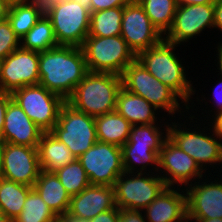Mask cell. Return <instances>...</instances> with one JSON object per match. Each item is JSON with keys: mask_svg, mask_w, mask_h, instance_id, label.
<instances>
[{"mask_svg": "<svg viewBox=\"0 0 222 222\" xmlns=\"http://www.w3.org/2000/svg\"><path fill=\"white\" fill-rule=\"evenodd\" d=\"M122 158L125 172H143L158 173L159 169V154L150 146H142L136 144H124L122 147ZM154 164V165H153ZM151 166L152 169L147 168ZM139 167V168H138Z\"/></svg>", "mask_w": 222, "mask_h": 222, "instance_id": "obj_25", "label": "cell"}, {"mask_svg": "<svg viewBox=\"0 0 222 222\" xmlns=\"http://www.w3.org/2000/svg\"><path fill=\"white\" fill-rule=\"evenodd\" d=\"M185 123L186 121H184V124H180L178 121L177 123L176 121L171 122L168 126V138L192 157L205 173L206 170H208V166H213L212 168H214L218 163L220 166V164H222V143L215 137L211 127L204 126L201 131L199 129L201 126L200 123L194 124V126L192 125L191 127L199 125V127L197 126V128H193V130L187 128ZM205 128H207V131L209 129L210 133H205L207 132ZM220 168H222V165Z\"/></svg>", "mask_w": 222, "mask_h": 222, "instance_id": "obj_6", "label": "cell"}, {"mask_svg": "<svg viewBox=\"0 0 222 222\" xmlns=\"http://www.w3.org/2000/svg\"><path fill=\"white\" fill-rule=\"evenodd\" d=\"M20 47V38L15 34L8 19L0 22V61Z\"/></svg>", "mask_w": 222, "mask_h": 222, "instance_id": "obj_34", "label": "cell"}, {"mask_svg": "<svg viewBox=\"0 0 222 222\" xmlns=\"http://www.w3.org/2000/svg\"><path fill=\"white\" fill-rule=\"evenodd\" d=\"M11 94L12 99L44 132H50L53 129L57 123L60 109L66 102L61 96L40 84L18 88Z\"/></svg>", "mask_w": 222, "mask_h": 222, "instance_id": "obj_10", "label": "cell"}, {"mask_svg": "<svg viewBox=\"0 0 222 222\" xmlns=\"http://www.w3.org/2000/svg\"><path fill=\"white\" fill-rule=\"evenodd\" d=\"M38 154L41 170L50 172H54L76 159L71 150L51 132L42 134L38 144Z\"/></svg>", "mask_w": 222, "mask_h": 222, "instance_id": "obj_23", "label": "cell"}, {"mask_svg": "<svg viewBox=\"0 0 222 222\" xmlns=\"http://www.w3.org/2000/svg\"><path fill=\"white\" fill-rule=\"evenodd\" d=\"M177 44L162 40L157 45L140 52L136 59L161 83L171 88L184 102L187 112L190 109L189 101L196 89L191 80L186 78L185 66L182 64L175 50Z\"/></svg>", "mask_w": 222, "mask_h": 222, "instance_id": "obj_2", "label": "cell"}, {"mask_svg": "<svg viewBox=\"0 0 222 222\" xmlns=\"http://www.w3.org/2000/svg\"><path fill=\"white\" fill-rule=\"evenodd\" d=\"M217 46L218 47H216L217 48V50H216L217 56L216 57L218 60L217 65L219 66L217 69L220 71H216V72H219L218 76L221 75V77H222V42H218Z\"/></svg>", "mask_w": 222, "mask_h": 222, "instance_id": "obj_46", "label": "cell"}, {"mask_svg": "<svg viewBox=\"0 0 222 222\" xmlns=\"http://www.w3.org/2000/svg\"><path fill=\"white\" fill-rule=\"evenodd\" d=\"M12 94L6 91H0V141H2V131L4 126V118L9 101Z\"/></svg>", "mask_w": 222, "mask_h": 222, "instance_id": "obj_38", "label": "cell"}, {"mask_svg": "<svg viewBox=\"0 0 222 222\" xmlns=\"http://www.w3.org/2000/svg\"><path fill=\"white\" fill-rule=\"evenodd\" d=\"M40 18L38 11L27 3L9 7L7 19L15 34L21 39Z\"/></svg>", "mask_w": 222, "mask_h": 222, "instance_id": "obj_33", "label": "cell"}, {"mask_svg": "<svg viewBox=\"0 0 222 222\" xmlns=\"http://www.w3.org/2000/svg\"><path fill=\"white\" fill-rule=\"evenodd\" d=\"M161 125H164L163 128L166 127L164 128L166 131L164 129H160L162 128ZM161 125H158V123H153L149 125H132L128 141L125 144L150 146L155 152L160 154L162 145L168 138L169 123L167 124L165 122Z\"/></svg>", "mask_w": 222, "mask_h": 222, "instance_id": "obj_30", "label": "cell"}, {"mask_svg": "<svg viewBox=\"0 0 222 222\" xmlns=\"http://www.w3.org/2000/svg\"><path fill=\"white\" fill-rule=\"evenodd\" d=\"M219 80L220 81L215 86V91L212 92V94H213L212 96H213L214 100H216V101L213 100V105H215V106H212V107H214V109L212 108V110H215V111L210 110V112H209L210 114H214V115L219 112H222V77L221 76H220ZM211 112H214V113H211Z\"/></svg>", "mask_w": 222, "mask_h": 222, "instance_id": "obj_40", "label": "cell"}, {"mask_svg": "<svg viewBox=\"0 0 222 222\" xmlns=\"http://www.w3.org/2000/svg\"><path fill=\"white\" fill-rule=\"evenodd\" d=\"M177 4H215L218 0H176Z\"/></svg>", "mask_w": 222, "mask_h": 222, "instance_id": "obj_44", "label": "cell"}, {"mask_svg": "<svg viewBox=\"0 0 222 222\" xmlns=\"http://www.w3.org/2000/svg\"><path fill=\"white\" fill-rule=\"evenodd\" d=\"M131 124L117 111L95 117L97 140L122 147L129 138Z\"/></svg>", "mask_w": 222, "mask_h": 222, "instance_id": "obj_24", "label": "cell"}, {"mask_svg": "<svg viewBox=\"0 0 222 222\" xmlns=\"http://www.w3.org/2000/svg\"><path fill=\"white\" fill-rule=\"evenodd\" d=\"M4 1L9 7L28 3V0H4Z\"/></svg>", "mask_w": 222, "mask_h": 222, "instance_id": "obj_47", "label": "cell"}, {"mask_svg": "<svg viewBox=\"0 0 222 222\" xmlns=\"http://www.w3.org/2000/svg\"><path fill=\"white\" fill-rule=\"evenodd\" d=\"M54 173L70 196L79 194L90 185L85 169L77 158Z\"/></svg>", "mask_w": 222, "mask_h": 222, "instance_id": "obj_32", "label": "cell"}, {"mask_svg": "<svg viewBox=\"0 0 222 222\" xmlns=\"http://www.w3.org/2000/svg\"><path fill=\"white\" fill-rule=\"evenodd\" d=\"M121 36L136 56L164 39L137 0L123 7Z\"/></svg>", "mask_w": 222, "mask_h": 222, "instance_id": "obj_12", "label": "cell"}, {"mask_svg": "<svg viewBox=\"0 0 222 222\" xmlns=\"http://www.w3.org/2000/svg\"><path fill=\"white\" fill-rule=\"evenodd\" d=\"M33 187L9 181L0 180V210L8 218L14 220L23 210L24 202Z\"/></svg>", "mask_w": 222, "mask_h": 222, "instance_id": "obj_26", "label": "cell"}, {"mask_svg": "<svg viewBox=\"0 0 222 222\" xmlns=\"http://www.w3.org/2000/svg\"><path fill=\"white\" fill-rule=\"evenodd\" d=\"M204 177L185 188L187 219L222 218V178L209 181Z\"/></svg>", "mask_w": 222, "mask_h": 222, "instance_id": "obj_17", "label": "cell"}, {"mask_svg": "<svg viewBox=\"0 0 222 222\" xmlns=\"http://www.w3.org/2000/svg\"><path fill=\"white\" fill-rule=\"evenodd\" d=\"M214 29L217 28L222 32V0L214 4Z\"/></svg>", "mask_w": 222, "mask_h": 222, "instance_id": "obj_42", "label": "cell"}, {"mask_svg": "<svg viewBox=\"0 0 222 222\" xmlns=\"http://www.w3.org/2000/svg\"><path fill=\"white\" fill-rule=\"evenodd\" d=\"M115 207L114 186L89 185L79 194L71 196L68 212L90 220Z\"/></svg>", "mask_w": 222, "mask_h": 222, "instance_id": "obj_20", "label": "cell"}, {"mask_svg": "<svg viewBox=\"0 0 222 222\" xmlns=\"http://www.w3.org/2000/svg\"><path fill=\"white\" fill-rule=\"evenodd\" d=\"M90 10L86 0H66L48 16L58 45L81 47L89 35Z\"/></svg>", "mask_w": 222, "mask_h": 222, "instance_id": "obj_9", "label": "cell"}, {"mask_svg": "<svg viewBox=\"0 0 222 222\" xmlns=\"http://www.w3.org/2000/svg\"><path fill=\"white\" fill-rule=\"evenodd\" d=\"M206 27H214V4H178L173 23L164 35V40L181 45L197 38Z\"/></svg>", "mask_w": 222, "mask_h": 222, "instance_id": "obj_15", "label": "cell"}, {"mask_svg": "<svg viewBox=\"0 0 222 222\" xmlns=\"http://www.w3.org/2000/svg\"><path fill=\"white\" fill-rule=\"evenodd\" d=\"M66 0H28V4L34 7L41 17H48L55 7Z\"/></svg>", "mask_w": 222, "mask_h": 222, "instance_id": "obj_35", "label": "cell"}, {"mask_svg": "<svg viewBox=\"0 0 222 222\" xmlns=\"http://www.w3.org/2000/svg\"><path fill=\"white\" fill-rule=\"evenodd\" d=\"M33 188L56 216L68 211L71 196L54 172L41 170Z\"/></svg>", "mask_w": 222, "mask_h": 222, "instance_id": "obj_22", "label": "cell"}, {"mask_svg": "<svg viewBox=\"0 0 222 222\" xmlns=\"http://www.w3.org/2000/svg\"><path fill=\"white\" fill-rule=\"evenodd\" d=\"M50 132L64 143L76 158L98 141L95 118L76 110L67 102L62 105L57 123Z\"/></svg>", "mask_w": 222, "mask_h": 222, "instance_id": "obj_7", "label": "cell"}, {"mask_svg": "<svg viewBox=\"0 0 222 222\" xmlns=\"http://www.w3.org/2000/svg\"><path fill=\"white\" fill-rule=\"evenodd\" d=\"M131 0H86L90 13L114 7H124Z\"/></svg>", "mask_w": 222, "mask_h": 222, "instance_id": "obj_36", "label": "cell"}, {"mask_svg": "<svg viewBox=\"0 0 222 222\" xmlns=\"http://www.w3.org/2000/svg\"><path fill=\"white\" fill-rule=\"evenodd\" d=\"M122 87L127 91L139 95L146 99L150 104L154 105L160 112H168L171 119L175 118V113L181 115L185 112L179 109L184 103L182 99L168 86L161 83L154 77L137 59L130 63L121 75Z\"/></svg>", "mask_w": 222, "mask_h": 222, "instance_id": "obj_4", "label": "cell"}, {"mask_svg": "<svg viewBox=\"0 0 222 222\" xmlns=\"http://www.w3.org/2000/svg\"><path fill=\"white\" fill-rule=\"evenodd\" d=\"M222 222V218H213V219H187L188 222ZM193 220V221H192Z\"/></svg>", "mask_w": 222, "mask_h": 222, "instance_id": "obj_48", "label": "cell"}, {"mask_svg": "<svg viewBox=\"0 0 222 222\" xmlns=\"http://www.w3.org/2000/svg\"><path fill=\"white\" fill-rule=\"evenodd\" d=\"M57 216L46 205L39 193L32 188L24 202L23 210L13 222H56Z\"/></svg>", "mask_w": 222, "mask_h": 222, "instance_id": "obj_31", "label": "cell"}, {"mask_svg": "<svg viewBox=\"0 0 222 222\" xmlns=\"http://www.w3.org/2000/svg\"><path fill=\"white\" fill-rule=\"evenodd\" d=\"M180 188L166 187L143 210L147 222H188L186 193Z\"/></svg>", "mask_w": 222, "mask_h": 222, "instance_id": "obj_19", "label": "cell"}, {"mask_svg": "<svg viewBox=\"0 0 222 222\" xmlns=\"http://www.w3.org/2000/svg\"><path fill=\"white\" fill-rule=\"evenodd\" d=\"M56 222H89V220L82 219V218L66 211L65 213L57 216Z\"/></svg>", "mask_w": 222, "mask_h": 222, "instance_id": "obj_43", "label": "cell"}, {"mask_svg": "<svg viewBox=\"0 0 222 222\" xmlns=\"http://www.w3.org/2000/svg\"><path fill=\"white\" fill-rule=\"evenodd\" d=\"M88 71L122 75L124 69L136 60V55L119 36H87L82 46Z\"/></svg>", "mask_w": 222, "mask_h": 222, "instance_id": "obj_5", "label": "cell"}, {"mask_svg": "<svg viewBox=\"0 0 222 222\" xmlns=\"http://www.w3.org/2000/svg\"><path fill=\"white\" fill-rule=\"evenodd\" d=\"M209 116L213 117V118H210L212 120L208 119L209 121H211L210 123L212 124H209L208 122L207 125L211 126V129L215 137L219 139V141L222 143V112H219L215 115L209 114Z\"/></svg>", "mask_w": 222, "mask_h": 222, "instance_id": "obj_41", "label": "cell"}, {"mask_svg": "<svg viewBox=\"0 0 222 222\" xmlns=\"http://www.w3.org/2000/svg\"><path fill=\"white\" fill-rule=\"evenodd\" d=\"M121 87L120 75L89 71L66 102L95 118L116 111L117 95Z\"/></svg>", "mask_w": 222, "mask_h": 222, "instance_id": "obj_3", "label": "cell"}, {"mask_svg": "<svg viewBox=\"0 0 222 222\" xmlns=\"http://www.w3.org/2000/svg\"><path fill=\"white\" fill-rule=\"evenodd\" d=\"M119 208L116 206L113 209L104 211L93 219H90L89 222H118Z\"/></svg>", "mask_w": 222, "mask_h": 222, "instance_id": "obj_39", "label": "cell"}, {"mask_svg": "<svg viewBox=\"0 0 222 222\" xmlns=\"http://www.w3.org/2000/svg\"><path fill=\"white\" fill-rule=\"evenodd\" d=\"M157 110L146 99L127 91L123 87L118 91L116 111L129 121L131 125L158 123V117H156Z\"/></svg>", "mask_w": 222, "mask_h": 222, "instance_id": "obj_21", "label": "cell"}, {"mask_svg": "<svg viewBox=\"0 0 222 222\" xmlns=\"http://www.w3.org/2000/svg\"><path fill=\"white\" fill-rule=\"evenodd\" d=\"M158 172V174L163 173L159 176L167 187H176L175 184H177V187L183 185L185 188L189 183L202 179L206 175L197 162L169 138L165 140L160 150Z\"/></svg>", "mask_w": 222, "mask_h": 222, "instance_id": "obj_13", "label": "cell"}, {"mask_svg": "<svg viewBox=\"0 0 222 222\" xmlns=\"http://www.w3.org/2000/svg\"><path fill=\"white\" fill-rule=\"evenodd\" d=\"M2 150H3V142L0 141V180L3 178V168H2Z\"/></svg>", "mask_w": 222, "mask_h": 222, "instance_id": "obj_49", "label": "cell"}, {"mask_svg": "<svg viewBox=\"0 0 222 222\" xmlns=\"http://www.w3.org/2000/svg\"><path fill=\"white\" fill-rule=\"evenodd\" d=\"M0 222H13L12 219L8 218L6 215L3 213L0 214Z\"/></svg>", "mask_w": 222, "mask_h": 222, "instance_id": "obj_50", "label": "cell"}, {"mask_svg": "<svg viewBox=\"0 0 222 222\" xmlns=\"http://www.w3.org/2000/svg\"><path fill=\"white\" fill-rule=\"evenodd\" d=\"M123 7H114L90 14L88 36L111 37L121 35Z\"/></svg>", "mask_w": 222, "mask_h": 222, "instance_id": "obj_27", "label": "cell"}, {"mask_svg": "<svg viewBox=\"0 0 222 222\" xmlns=\"http://www.w3.org/2000/svg\"><path fill=\"white\" fill-rule=\"evenodd\" d=\"M3 178L33 187L41 171L38 147L3 142Z\"/></svg>", "mask_w": 222, "mask_h": 222, "instance_id": "obj_16", "label": "cell"}, {"mask_svg": "<svg viewBox=\"0 0 222 222\" xmlns=\"http://www.w3.org/2000/svg\"><path fill=\"white\" fill-rule=\"evenodd\" d=\"M152 24L164 36L171 28L175 16L176 0H137Z\"/></svg>", "mask_w": 222, "mask_h": 222, "instance_id": "obj_29", "label": "cell"}, {"mask_svg": "<svg viewBox=\"0 0 222 222\" xmlns=\"http://www.w3.org/2000/svg\"><path fill=\"white\" fill-rule=\"evenodd\" d=\"M123 172L115 182L119 209L143 211L167 186L158 173Z\"/></svg>", "mask_w": 222, "mask_h": 222, "instance_id": "obj_8", "label": "cell"}, {"mask_svg": "<svg viewBox=\"0 0 222 222\" xmlns=\"http://www.w3.org/2000/svg\"><path fill=\"white\" fill-rule=\"evenodd\" d=\"M39 84L65 101L89 72L81 47L59 45L39 52Z\"/></svg>", "mask_w": 222, "mask_h": 222, "instance_id": "obj_1", "label": "cell"}, {"mask_svg": "<svg viewBox=\"0 0 222 222\" xmlns=\"http://www.w3.org/2000/svg\"><path fill=\"white\" fill-rule=\"evenodd\" d=\"M9 6L4 0H0V22L8 18Z\"/></svg>", "mask_w": 222, "mask_h": 222, "instance_id": "obj_45", "label": "cell"}, {"mask_svg": "<svg viewBox=\"0 0 222 222\" xmlns=\"http://www.w3.org/2000/svg\"><path fill=\"white\" fill-rule=\"evenodd\" d=\"M118 222H147L143 211L119 209Z\"/></svg>", "mask_w": 222, "mask_h": 222, "instance_id": "obj_37", "label": "cell"}, {"mask_svg": "<svg viewBox=\"0 0 222 222\" xmlns=\"http://www.w3.org/2000/svg\"><path fill=\"white\" fill-rule=\"evenodd\" d=\"M39 52L21 46L0 61V91L39 84Z\"/></svg>", "mask_w": 222, "mask_h": 222, "instance_id": "obj_14", "label": "cell"}, {"mask_svg": "<svg viewBox=\"0 0 222 222\" xmlns=\"http://www.w3.org/2000/svg\"><path fill=\"white\" fill-rule=\"evenodd\" d=\"M43 133L44 131L26 115L19 104L11 99L5 113L2 142L38 147Z\"/></svg>", "mask_w": 222, "mask_h": 222, "instance_id": "obj_18", "label": "cell"}, {"mask_svg": "<svg viewBox=\"0 0 222 222\" xmlns=\"http://www.w3.org/2000/svg\"><path fill=\"white\" fill-rule=\"evenodd\" d=\"M77 159L85 169L90 185L114 186L125 172L122 149L113 144L97 141Z\"/></svg>", "mask_w": 222, "mask_h": 222, "instance_id": "obj_11", "label": "cell"}, {"mask_svg": "<svg viewBox=\"0 0 222 222\" xmlns=\"http://www.w3.org/2000/svg\"><path fill=\"white\" fill-rule=\"evenodd\" d=\"M20 46L31 51H47L58 45L52 23L48 17H41L20 39Z\"/></svg>", "mask_w": 222, "mask_h": 222, "instance_id": "obj_28", "label": "cell"}]
</instances>
